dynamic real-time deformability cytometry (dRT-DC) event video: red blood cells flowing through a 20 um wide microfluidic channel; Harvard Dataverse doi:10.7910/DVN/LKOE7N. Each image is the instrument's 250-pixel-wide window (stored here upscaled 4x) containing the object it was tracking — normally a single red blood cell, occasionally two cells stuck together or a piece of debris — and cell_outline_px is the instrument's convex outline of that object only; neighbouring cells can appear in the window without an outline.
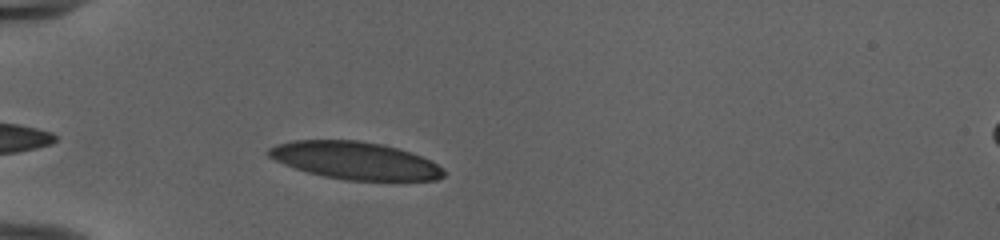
{"species": "human", "species_latin": "Homo sapiens", "temperature_condition": "cold", "stored_images_in_passage": 38, "camera_frame_rate_fps": 3000, "um_per_image_px": 0.085, "donor": {"sex": "female"}, "frame": {"image": 1, "passage_image": 3, "time_ms": 0.667, "image_size_px": [1000, 240], "cell_outline_px": [[444, 176], [436, 180], [400, 184], [344, 180], [324, 176], [308, 172], [284, 164], [268, 156], [268, 148], [276, 144], [292, 140], [360, 140], [380, 144], [412, 152], [444, 168]], "centroid_in_image_um": [30.28, 13.7], "position_along_channel_um": 54.7, "area_um2": 39.36}}
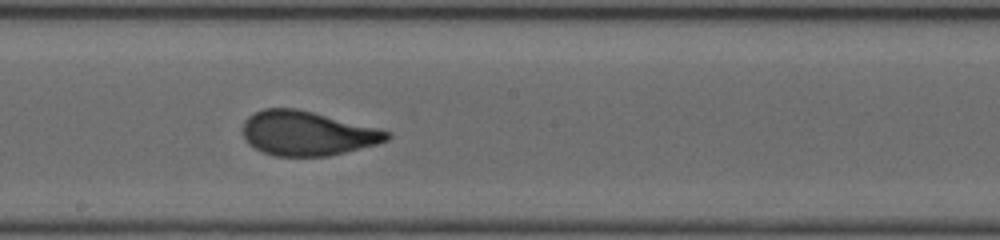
{"frame": {"image": 2, "passage_image": 17, "time_ms": 5.333, "image_size_px": [1000, 240], "cell_outline_px": [[392, 136], [388, 140], [376, 144], [328, 156], [276, 156], [264, 152], [248, 144], [244, 136], [244, 120], [248, 116], [264, 108], [296, 108], [392, 132]], "centroid_in_image_um": [26.11, 11.33], "position_along_channel_um": 222.1, "area_um2": 36.88}}
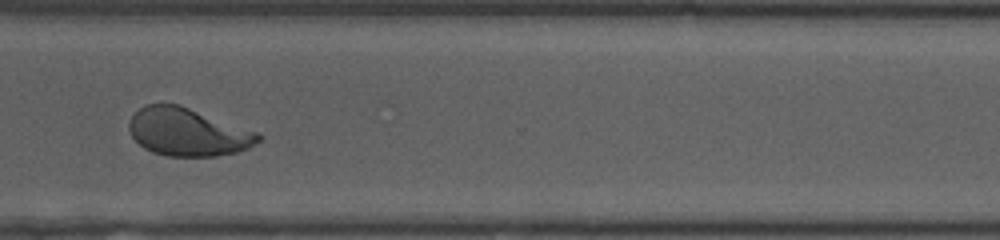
{"frame": {"image": 3, "passage_image": 27, "time_ms": 8.667, "image_size_px": [1000, 240], "cell_outline_px": [[264, 136], [260, 140], [248, 148], [236, 152], [216, 156], [164, 156], [152, 152], [144, 148], [132, 136], [128, 128], [128, 124], [132, 116], [144, 104], [180, 104], [260, 132]], "centroid_in_image_um": [15.99, 11.22], "position_along_channel_um": 354.6, "area_um2": 36.36}, "authors_computed_cell_mechanics": {"area_um2": 37.8012, "velocity_mm_per_s": 3.9744, "shape_relaxation_time_tau1_ms": 4.8949, "shape_relaxation_time_tau2_ms": null, "deformation_change_tau1": 0.1844, "deformation_change_tau2": null}}